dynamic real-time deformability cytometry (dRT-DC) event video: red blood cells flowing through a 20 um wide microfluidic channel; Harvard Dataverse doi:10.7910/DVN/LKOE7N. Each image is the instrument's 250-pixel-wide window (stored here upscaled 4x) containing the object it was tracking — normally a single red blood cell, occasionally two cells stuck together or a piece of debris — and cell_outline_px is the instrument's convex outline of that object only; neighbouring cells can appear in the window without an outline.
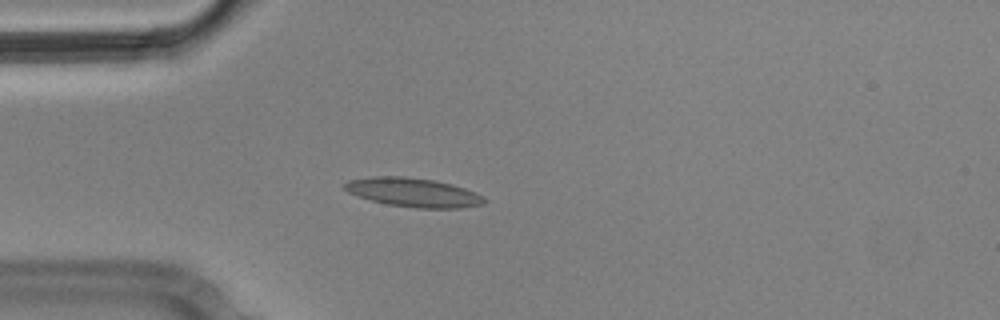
{"species": "Egyptian fruit bat (a non-hibernating species)", "species_latin": "Rousettus aegyptiacus", "temperature_condition": "cold", "stored_images_in_passage": 1, "camera_frame_rate_fps": 3000, "um_per_image_px": 0.085, "animal": {"sex": "male"}, "frame": {"image": 1, "passage_image": 1, "time_ms": 0.0, "image_size_px": [1000, 320], "cell_outline_px": [[488, 200], [484, 204], [460, 208], [416, 208], [388, 204], [372, 200], [348, 192], [344, 188], [344, 184], [348, 180], [372, 176], [404, 176], [436, 180], [452, 184], [476, 192], [484, 196]], "centroid_in_image_um": [35.18, 16.35], "position_along_channel_um": 49.8, "area_um2": 23.64}}